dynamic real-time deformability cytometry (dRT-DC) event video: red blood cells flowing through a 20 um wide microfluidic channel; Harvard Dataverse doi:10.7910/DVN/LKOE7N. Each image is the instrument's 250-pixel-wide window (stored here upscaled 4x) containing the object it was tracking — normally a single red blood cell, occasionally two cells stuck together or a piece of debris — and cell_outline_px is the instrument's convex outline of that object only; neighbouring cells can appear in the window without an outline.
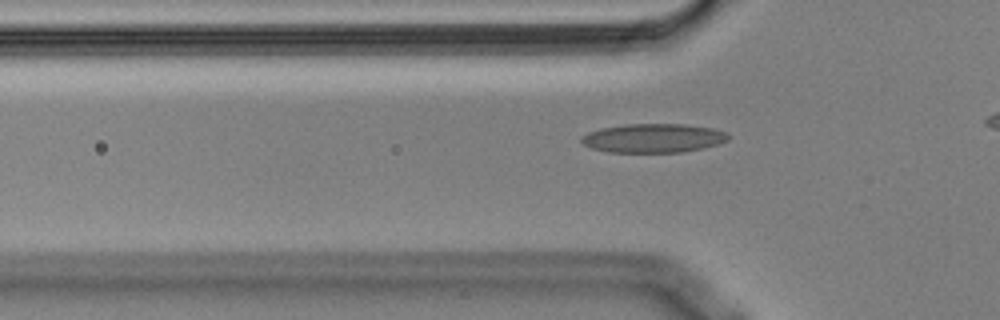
{"species": "Egyptian fruit bat (a non-hibernating species)", "species_latin": "Rousettus aegyptiacus", "temperature_condition": "cold", "stored_images_in_passage": 38, "camera_frame_rate_fps": 3000, "um_per_image_px": 0.085, "animal": {"sex": "male"}, "frame": {"image": 1, "passage_image": 10, "time_ms": 3.0, "image_size_px": [1000, 320], "cell_outline_px": [[732, 136], [728, 140], [704, 148], [680, 152], [608, 152], [592, 148], [584, 144], [580, 140], [580, 136], [588, 132], [600, 128], [624, 124], [684, 124], [712, 128], [728, 132]], "centroid_in_image_um": [55.54, 11.73], "position_along_channel_um": 70.3, "area_um2": 24.91}}
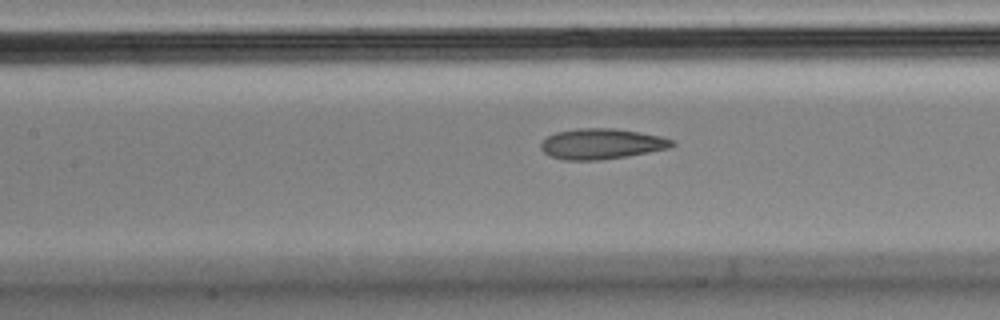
{"frame": {"image": 2, "passage_image": 17, "time_ms": 5.333, "image_size_px": [1000, 320], "cell_outline_px": [[676, 144], [668, 148], [628, 156], [596, 160], [564, 160], [552, 156], [544, 152], [540, 148], [540, 144], [548, 136], [556, 132], [576, 128], [612, 128], [660, 136], [672, 140]], "centroid_in_image_um": [51.1, 12.22], "position_along_channel_um": 156.3, "area_um2": 23.06}}
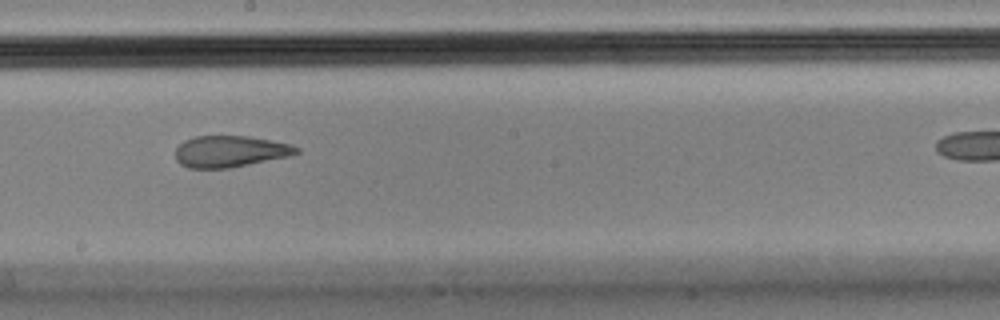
{"frame": {"image": 3, "passage_image": 23, "time_ms": 7.333, "image_size_px": [1000, 320], "cell_outline_px": [[300, 152], [288, 156], [228, 168], [188, 168], [180, 164], [176, 160], [176, 148], [184, 140], [196, 136], [248, 136], [272, 140], [292, 144], [300, 148]], "centroid_in_image_um": [19.56, 12.86], "position_along_channel_um": 228.6, "area_um2": 22.14}}